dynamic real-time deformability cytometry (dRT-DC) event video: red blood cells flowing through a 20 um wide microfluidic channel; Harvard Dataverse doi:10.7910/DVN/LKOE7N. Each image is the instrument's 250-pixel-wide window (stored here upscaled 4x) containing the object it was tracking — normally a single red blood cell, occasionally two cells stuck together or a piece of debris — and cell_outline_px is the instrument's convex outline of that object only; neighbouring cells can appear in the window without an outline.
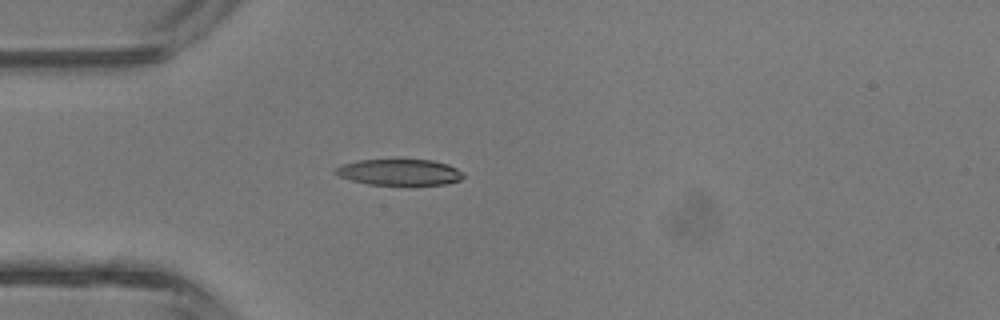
{"species": "common noctule bat (a hibernating species)", "species_latin": "Nyctalus noctula", "temperature_condition": "room temperature", "stored_images_in_passage": 1, "camera_frame_rate_fps": 3000, "um_per_image_px": 0.085, "animal": {"sex": "male", "body_mass_g": 13.3}, "frame": {"image": 1, "passage_image": 1, "time_ms": 0.0, "image_size_px": [1000, 320], "cell_outline_px": [[464, 176], [460, 180], [444, 184], [368, 184], [352, 180], [340, 176], [332, 172], [336, 168], [344, 164], [360, 160], [432, 160], [448, 164], [464, 172]], "centroid_in_image_um": [33.98, 14.63], "position_along_channel_um": 51.0, "area_um2": 19.13}}